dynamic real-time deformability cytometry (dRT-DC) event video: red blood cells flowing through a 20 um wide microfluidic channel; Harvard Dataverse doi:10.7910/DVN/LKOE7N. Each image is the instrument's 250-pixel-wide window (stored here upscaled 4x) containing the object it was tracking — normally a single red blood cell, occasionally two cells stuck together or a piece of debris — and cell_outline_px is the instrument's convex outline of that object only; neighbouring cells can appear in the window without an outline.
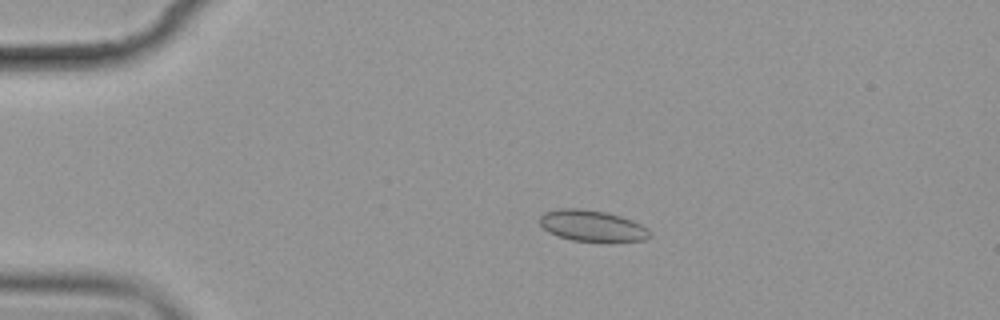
{"species": "common noctule bat (a hibernating species)", "species_latin": "Nyctalus noctula", "temperature_condition": "cold", "stored_images_in_passage": 6, "camera_frame_rate_fps": 3000, "um_per_image_px": 0.085, "animal": {"sex": "female", "body_mass_g": 19.9}, "frame": {"image": 1, "passage_image": 3, "time_ms": 2.333, "image_size_px": [1000, 320], "cell_outline_px": [[652, 236], [644, 240], [572, 240], [556, 236], [548, 232], [540, 224], [540, 216], [544, 212], [560, 208], [580, 208], [604, 212], [620, 216], [632, 220], [648, 228], [652, 232]], "centroid_in_image_um": [50.31, 19.17], "position_along_channel_um": 34.7, "area_um2": 19.71}}
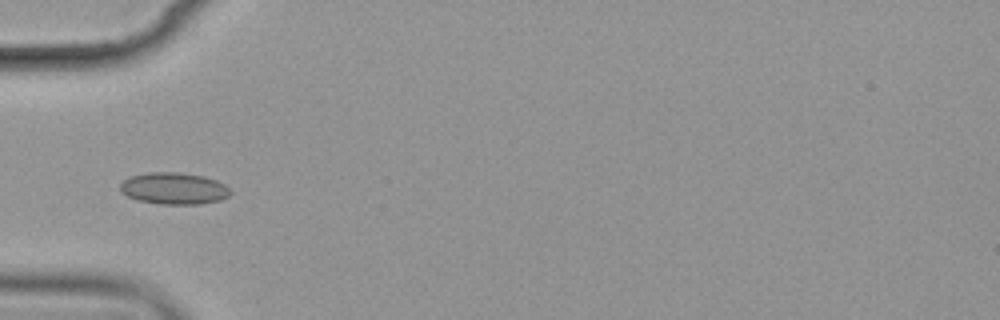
{"frame": {"image": 2, "passage_image": 5, "time_ms": 4.667, "image_size_px": [1000, 320], "cell_outline_px": [[232, 192], [228, 196], [220, 200], [200, 204], [160, 204], [136, 200], [120, 192], [120, 184], [124, 180], [132, 176], [148, 172], [176, 172], [204, 176], [216, 180], [224, 184]], "centroid_in_image_um": [14.77, 16.02], "position_along_channel_um": 70.2, "area_um2": 20.4}}
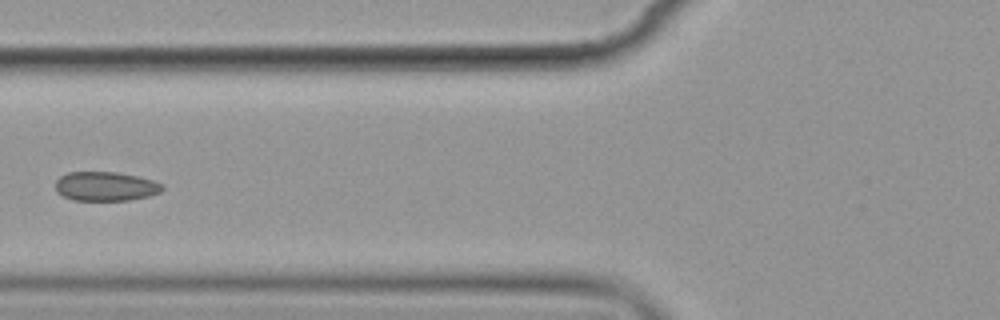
{"frame": {"image": 3, "passage_image": 6, "time_ms": 6.0, "image_size_px": [1000, 320], "cell_outline_px": [[164, 188], [160, 192], [148, 196], [128, 200], [72, 200], [56, 192], [56, 180], [60, 176], [68, 172], [116, 172], [136, 176], [152, 180], [164, 184]], "centroid_in_image_um": [8.97, 15.83], "position_along_channel_um": 116.8, "area_um2": 18.15}}